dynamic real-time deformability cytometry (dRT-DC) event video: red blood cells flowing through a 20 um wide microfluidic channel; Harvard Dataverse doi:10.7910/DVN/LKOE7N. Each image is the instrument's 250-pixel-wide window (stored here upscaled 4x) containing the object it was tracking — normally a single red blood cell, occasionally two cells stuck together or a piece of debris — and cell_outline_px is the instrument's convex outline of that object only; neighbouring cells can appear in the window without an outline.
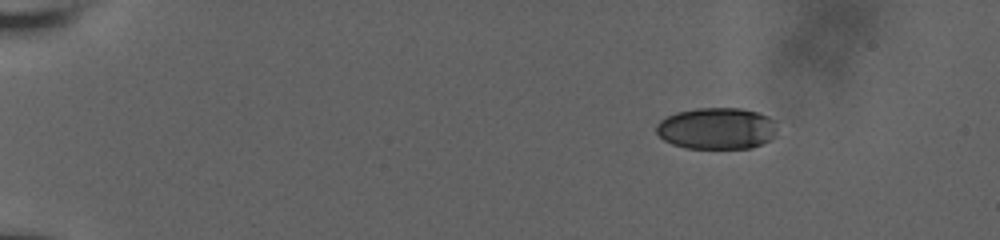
{"species": "human", "species_latin": "Homo sapiens", "temperature_condition": "room temperature", "stored_images_in_passage": 49, "camera_frame_rate_fps": 3000, "um_per_image_px": 0.085, "donor": {"sex": "male"}, "frame": {"image": 1, "passage_image": 1, "time_ms": 0.0, "image_size_px": [1000, 240], "cell_outline_px": [[776, 128], [772, 136], [768, 140], [752, 148], [684, 148], [672, 144], [664, 140], [656, 132], [656, 124], [660, 120], [676, 112], [696, 108], [744, 108], [768, 116], [776, 120]], "centroid_in_image_um": [60.9, 10.91], "position_along_channel_um": 24.1, "area_um2": 29.36}}
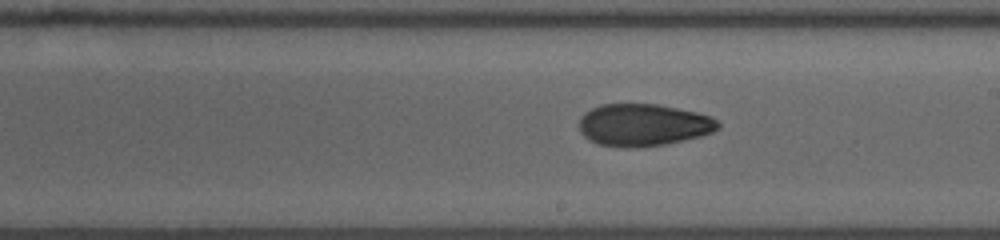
{"frame": {"image": 2, "passage_image": 27, "time_ms": 8.667, "image_size_px": [1000, 240], "cell_outline_px": [[720, 128], [712, 132], [700, 136], [684, 140], [664, 144], [596, 144], [588, 140], [580, 132], [580, 116], [584, 112], [600, 104], [660, 104], [696, 112], [712, 116], [720, 124]], "centroid_in_image_um": [54.7, 10.56], "position_along_channel_um": 234.3, "area_um2": 33.35}}
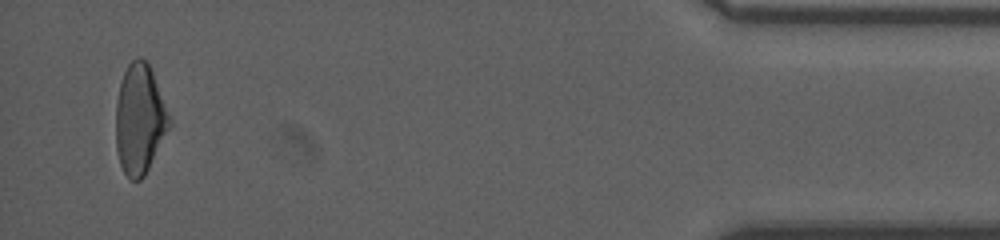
{"frame": {"image": 3, "passage_image": 47, "time_ms": 15.333, "image_size_px": [1000, 240], "cell_outline_px": [[172, 124], [144, 176], [140, 180], [128, 180], [120, 164], [116, 148], [116, 104], [120, 80], [128, 64], [136, 56], [144, 60], [148, 64], [152, 72], [172, 120]], "centroid_in_image_um": [11.87, 10.15], "position_along_channel_um": 423.3, "area_um2": 34.28}, "authors_computed_cell_mechanics": {"area_um2": 33.7552, "velocity_mm_per_s": 3.8679, "shape_relaxation_time_tau1_ms": 10.0128, "shape_relaxation_time_tau2_ms": 2.7137, "deformation_change_tau1": 0.2135, "deformation_change_tau2": 0.08}}